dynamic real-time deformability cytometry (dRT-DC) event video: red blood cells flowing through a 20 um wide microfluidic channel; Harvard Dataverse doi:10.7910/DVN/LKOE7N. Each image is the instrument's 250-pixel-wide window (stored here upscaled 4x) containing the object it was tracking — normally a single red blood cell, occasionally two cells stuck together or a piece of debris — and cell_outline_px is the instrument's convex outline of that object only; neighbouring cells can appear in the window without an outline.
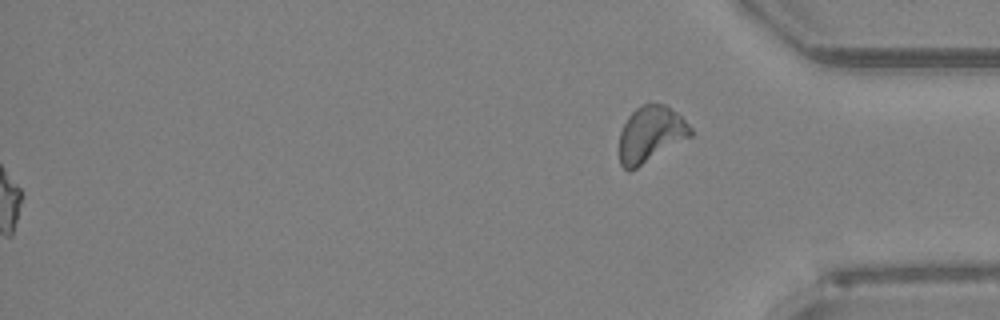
{"species": "Egyptian fruit bat (a non-hibernating species)", "species_latin": "Rousettus aegyptiacus", "temperature_condition": "room temperature", "stored_images_in_passage": 51, "segment_of_instrument_passage": [2, 2], "camera_frame_rate_fps": 3000, "um_per_image_px": 0.085, "animal": {"sex": "female"}, "frame": {"image": 1, "passage_image": 51, "time_ms": 16.667, "image_size_px": [1000, 320], "cell_outline_px": [[692, 136], [636, 168], [628, 172], [620, 164], [620, 132], [628, 116], [636, 108], [644, 104], [664, 104], [676, 112], [692, 128]], "centroid_in_image_um": [55.3, 11.41], "position_along_channel_um": 379.9, "area_um2": 23.0}}